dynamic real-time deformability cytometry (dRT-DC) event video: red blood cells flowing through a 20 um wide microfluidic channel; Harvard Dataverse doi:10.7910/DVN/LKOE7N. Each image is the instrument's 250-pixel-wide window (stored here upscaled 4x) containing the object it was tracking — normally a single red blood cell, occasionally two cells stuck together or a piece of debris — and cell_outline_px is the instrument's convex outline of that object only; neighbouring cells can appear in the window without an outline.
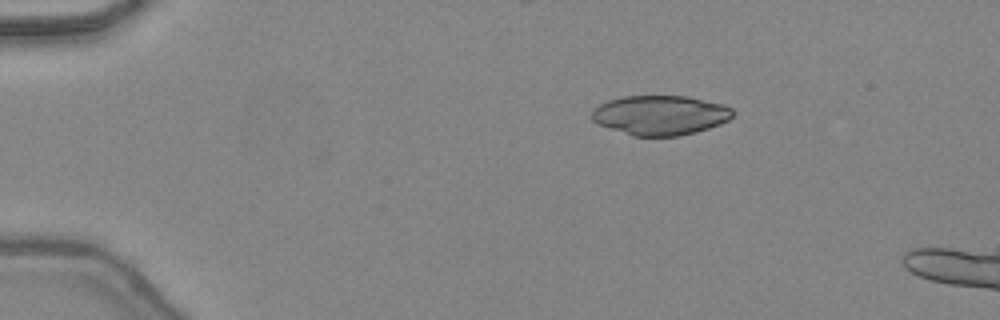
{"species": "common noctule bat (a hibernating species)", "species_latin": "Nyctalus noctula", "temperature_condition": "warm", "stored_images_in_passage": 5, "camera_frame_rate_fps": 3000, "um_per_image_px": 0.085, "animal": {"sex": "female", "body_mass_g": 24.6, "forearm_length_mm": 56.2}, "frame": {"image": 1, "passage_image": 1, "time_ms": 0.0, "image_size_px": [1000, 320], "cell_outline_px": [[736, 112], [728, 120], [720, 124], [696, 132], [680, 136], [632, 136], [596, 124], [592, 120], [592, 112], [600, 104], [608, 100], [624, 96], [688, 96], [724, 104], [732, 108]], "centroid_in_image_um": [56.14, 9.79], "position_along_channel_um": 28.9, "area_um2": 32.77}}